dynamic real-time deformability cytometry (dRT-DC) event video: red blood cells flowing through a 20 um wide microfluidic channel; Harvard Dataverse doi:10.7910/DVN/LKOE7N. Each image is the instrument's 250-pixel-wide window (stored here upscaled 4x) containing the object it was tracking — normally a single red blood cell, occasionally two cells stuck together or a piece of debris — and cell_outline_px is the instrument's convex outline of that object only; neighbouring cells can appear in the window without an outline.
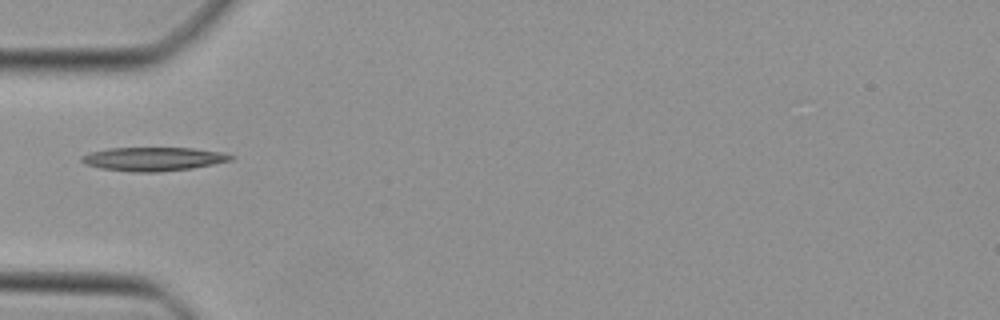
{"species": "Egyptian fruit bat (a non-hibernating species)", "species_latin": "Rousettus aegyptiacus", "temperature_condition": "cold", "stored_images_in_passage": 32, "camera_frame_rate_fps": 3000, "um_per_image_px": 0.085, "animal": {"sex": "female"}, "frame": {"image": 1, "passage_image": 1, "time_ms": 0.0, "image_size_px": [1000, 320], "cell_outline_px": [[236, 156], [232, 160], [192, 168], [160, 172], [132, 172], [100, 168], [84, 164], [80, 160], [80, 156], [88, 152], [108, 148], [192, 148], [224, 152]], "centroid_in_image_um": [13.01, 13.51], "position_along_channel_um": 72.0, "area_um2": 20.81}}
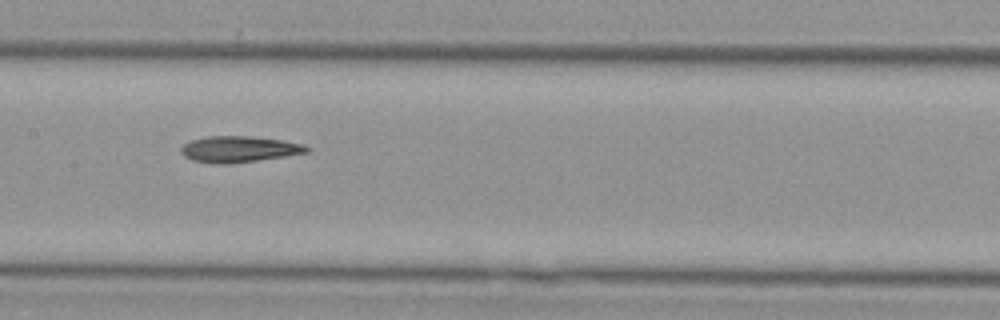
{"frame": {"image": 2, "passage_image": 9, "time_ms": 2.667, "image_size_px": [1000, 320], "cell_outline_px": [[312, 148], [308, 152], [284, 156], [228, 164], [212, 164], [192, 160], [184, 156], [180, 152], [180, 148], [184, 144], [192, 140], [208, 136], [248, 136], [284, 140], [300, 144]], "centroid_in_image_um": [20.28, 12.68], "position_along_channel_um": 187.1, "area_um2": 19.07}}
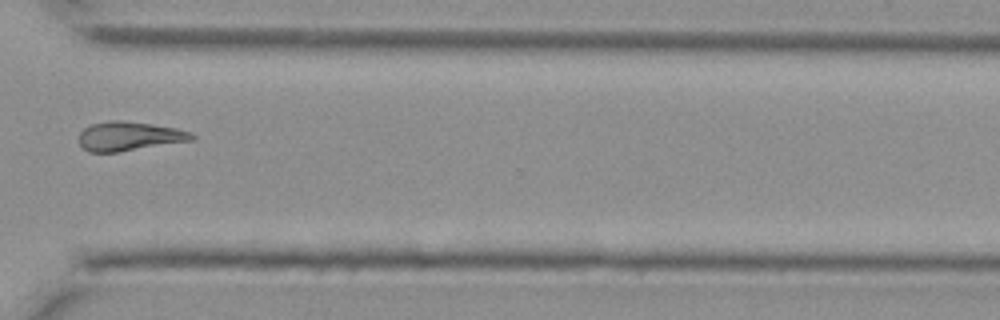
{"frame": {"image": 3, "passage_image": 21, "time_ms": 6.667, "image_size_px": [1000, 320], "cell_outline_px": [[196, 140], [120, 152], [88, 152], [80, 144], [80, 132], [84, 128], [92, 124], [108, 120], [120, 120], [152, 124], [176, 128], [188, 132], [196, 136]], "centroid_in_image_um": [11.01, 11.58], "position_along_channel_um": 359.6, "area_um2": 19.25}}